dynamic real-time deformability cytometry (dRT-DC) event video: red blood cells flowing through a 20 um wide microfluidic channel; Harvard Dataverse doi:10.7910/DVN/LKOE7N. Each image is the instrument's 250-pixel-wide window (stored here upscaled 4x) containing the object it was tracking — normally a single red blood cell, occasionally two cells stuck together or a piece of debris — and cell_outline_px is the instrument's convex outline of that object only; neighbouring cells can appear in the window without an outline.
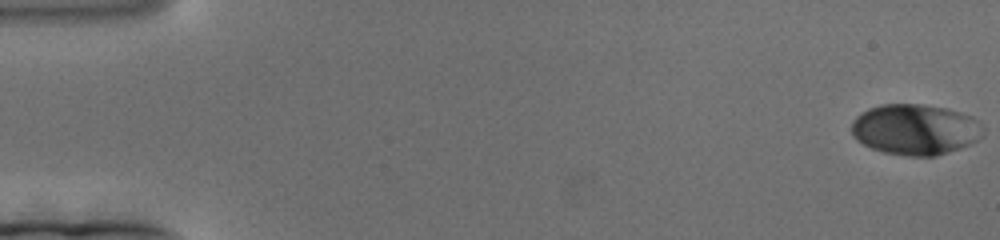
{"species": "human", "species_latin": "Homo sapiens", "temperature_condition": "cold", "stored_images_in_passage": 49, "camera_frame_rate_fps": 3000, "um_per_image_px": 0.085, "donor": {"sex": "female"}, "frame": {"image": 1, "passage_image": 1, "time_ms": 0.0, "image_size_px": [1000, 240], "cell_outline_px": [[984, 136], [972, 144], [936, 156], [904, 156], [884, 152], [872, 148], [856, 140], [852, 136], [852, 120], [860, 112], [868, 108], [880, 104], [924, 104], [944, 108], [960, 112], [972, 116], [984, 128]], "centroid_in_image_um": [77.8, 11.0], "position_along_channel_um": 7.2, "area_um2": 39.3}}
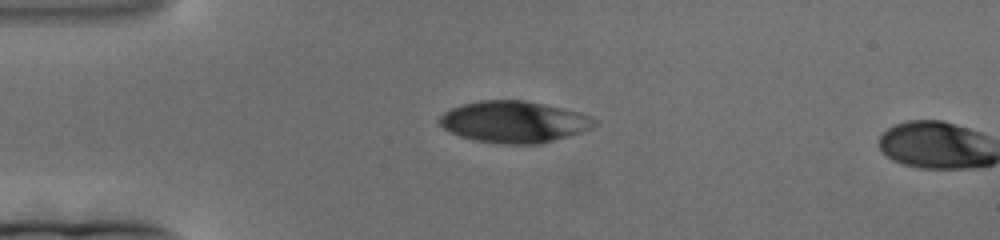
{"frame": {"image": 2, "passage_image": 46, "time_ms": 15.0, "image_size_px": [1000, 240], "cell_outline_px": [[596, 124], [592, 128], [568, 136], [540, 144], [504, 144], [476, 140], [460, 136], [444, 128], [436, 120], [444, 112], [460, 104], [480, 100], [524, 100], [544, 104], [580, 112], [596, 120]], "centroid_in_image_um": [43.67, 10.35], "position_along_channel_um": 41.3, "area_um2": 37.45}}